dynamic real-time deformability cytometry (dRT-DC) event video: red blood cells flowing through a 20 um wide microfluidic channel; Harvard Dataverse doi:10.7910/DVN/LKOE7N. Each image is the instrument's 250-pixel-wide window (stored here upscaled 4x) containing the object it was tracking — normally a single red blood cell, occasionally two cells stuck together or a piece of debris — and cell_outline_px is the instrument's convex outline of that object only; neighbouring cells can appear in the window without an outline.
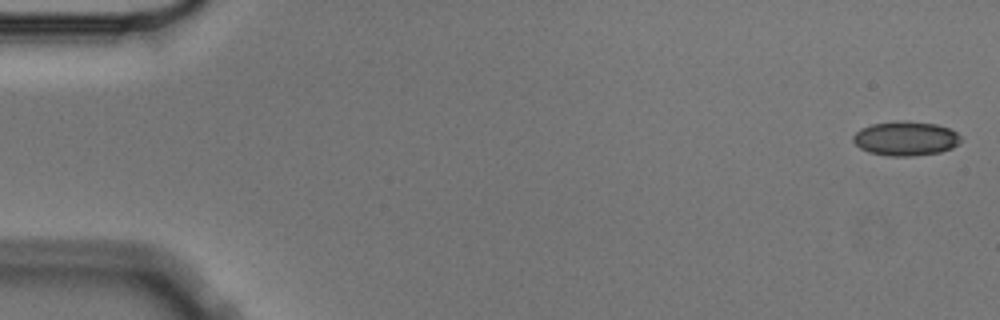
{"species": "Egyptian fruit bat (a non-hibernating species)", "species_latin": "Rousettus aegyptiacus", "temperature_condition": "cold", "stored_images_in_passage": 5, "camera_frame_rate_fps": 3000, "um_per_image_px": 0.085, "animal": {"sex": "male"}, "frame": {"image": 1, "passage_image": 1, "time_ms": 0.0, "image_size_px": [1000, 320], "cell_outline_px": [[960, 140], [952, 148], [940, 152], [912, 156], [888, 156], [868, 152], [860, 148], [852, 140], [852, 136], [860, 128], [872, 124], [896, 120], [904, 120], [936, 124], [948, 128], [956, 132], [960, 136]], "centroid_in_image_um": [76.94, 11.76], "position_along_channel_um": 8.1, "area_um2": 21.62}}
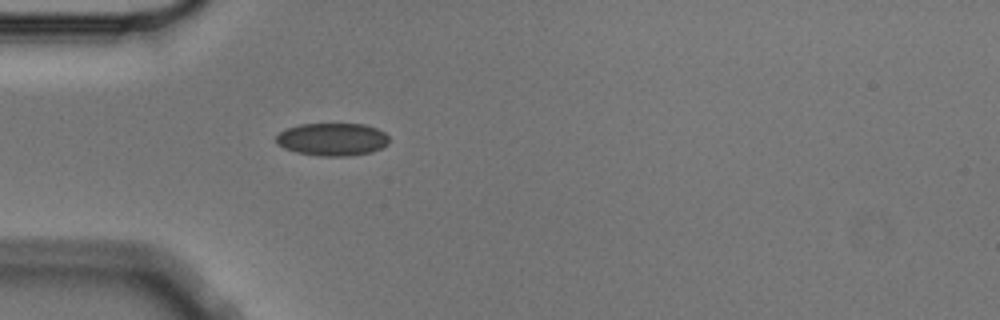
{"frame": {"image": 2, "passage_image": 5, "time_ms": 1.333, "image_size_px": [1000, 320], "cell_outline_px": [[388, 144], [372, 152], [348, 156], [320, 156], [296, 152], [284, 148], [276, 144], [276, 136], [280, 132], [288, 128], [300, 124], [364, 124], [376, 128], [384, 132], [388, 136]], "centroid_in_image_um": [28.24, 11.85], "position_along_channel_um": 56.8, "area_um2": 21.56}}